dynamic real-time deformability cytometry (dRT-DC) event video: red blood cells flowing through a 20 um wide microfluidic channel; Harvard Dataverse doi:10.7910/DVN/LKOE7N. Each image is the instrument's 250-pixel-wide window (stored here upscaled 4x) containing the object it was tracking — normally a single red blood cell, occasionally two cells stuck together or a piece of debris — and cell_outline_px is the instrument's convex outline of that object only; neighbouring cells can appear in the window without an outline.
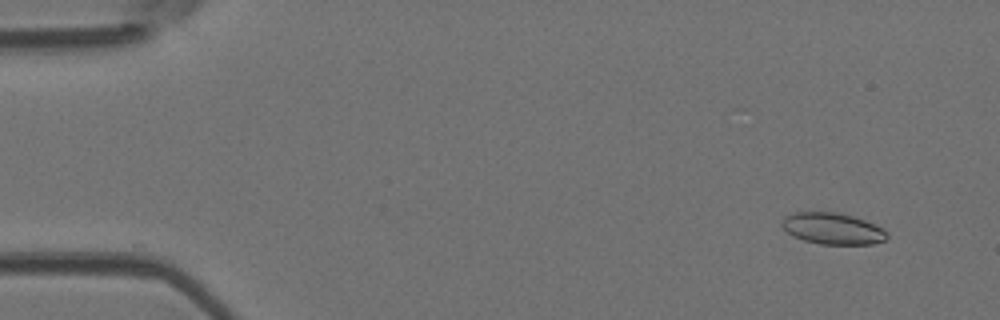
{"species": "Egyptian fruit bat (a non-hibernating species)", "species_latin": "Rousettus aegyptiacus", "temperature_condition": "room temperature", "stored_images_in_passage": 5, "camera_frame_rate_fps": 3000, "um_per_image_px": 0.085, "animal": {"sex": "female"}, "frame": {"image": 1, "passage_image": 1, "time_ms": 0.0, "image_size_px": [1000, 320], "cell_outline_px": [[888, 236], [884, 240], [872, 244], [820, 244], [804, 240], [792, 236], [780, 224], [784, 216], [796, 212], [832, 212], [852, 216], [864, 220], [884, 228], [888, 232]], "centroid_in_image_um": [70.77, 19.43], "position_along_channel_um": 14.2, "area_um2": 19.19}}
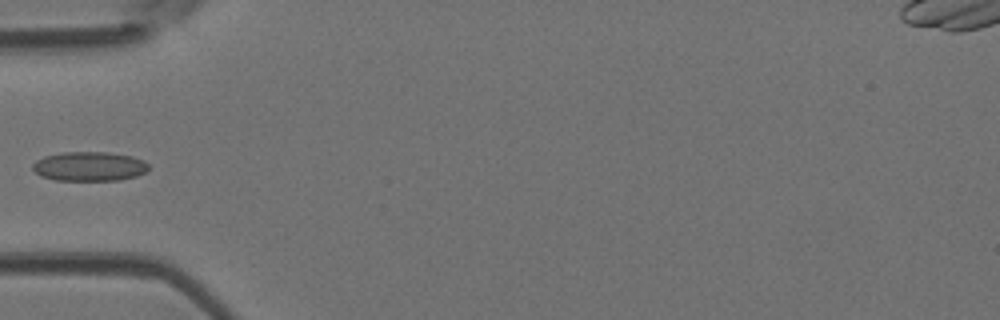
{"frame": {"image": 2, "passage_image": 5, "time_ms": 1.333, "image_size_px": [1000, 320], "cell_outline_px": [[148, 168], [144, 172], [136, 176], [120, 180], [56, 180], [40, 176], [32, 168], [32, 164], [36, 160], [44, 156], [64, 152], [108, 152], [132, 156], [144, 160], [148, 164]], "centroid_in_image_um": [7.58, 14.14], "position_along_channel_um": 77.4, "area_um2": 19.83}}